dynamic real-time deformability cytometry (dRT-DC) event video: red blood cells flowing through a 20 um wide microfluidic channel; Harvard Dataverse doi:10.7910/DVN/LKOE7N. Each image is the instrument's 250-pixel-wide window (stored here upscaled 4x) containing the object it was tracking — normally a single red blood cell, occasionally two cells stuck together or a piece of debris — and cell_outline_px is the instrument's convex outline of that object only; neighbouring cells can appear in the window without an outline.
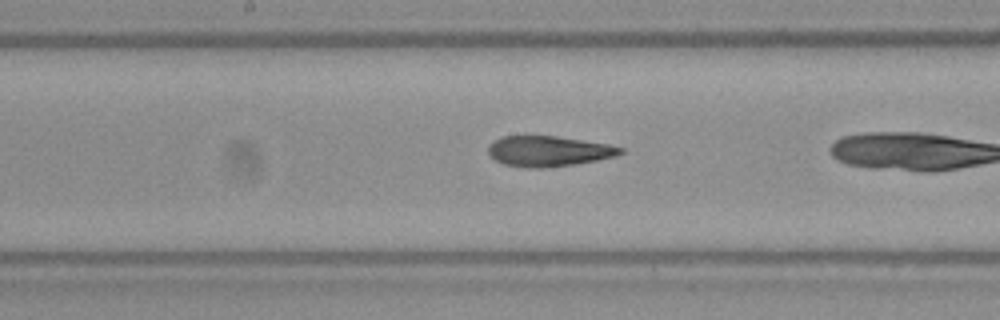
{"species": "Egyptian fruit bat (a non-hibernating species)", "species_latin": "Rousettus aegyptiacus", "temperature_condition": "warm", "stored_images_in_passage": 16, "camera_frame_rate_fps": 3000, "um_per_image_px": 0.085, "frame": {"image": 1, "passage_image": 12, "time_ms": 3.667, "image_size_px": [1000, 320], "cell_outline_px": [[624, 152], [616, 156], [576, 164], [544, 168], [524, 168], [504, 164], [496, 160], [488, 152], [488, 144], [492, 140], [500, 136], [524, 132], [556, 136], [608, 144], [624, 148]], "centroid_in_image_um": [46.54, 12.8], "position_along_channel_um": 201.7, "area_um2": 24.39}}